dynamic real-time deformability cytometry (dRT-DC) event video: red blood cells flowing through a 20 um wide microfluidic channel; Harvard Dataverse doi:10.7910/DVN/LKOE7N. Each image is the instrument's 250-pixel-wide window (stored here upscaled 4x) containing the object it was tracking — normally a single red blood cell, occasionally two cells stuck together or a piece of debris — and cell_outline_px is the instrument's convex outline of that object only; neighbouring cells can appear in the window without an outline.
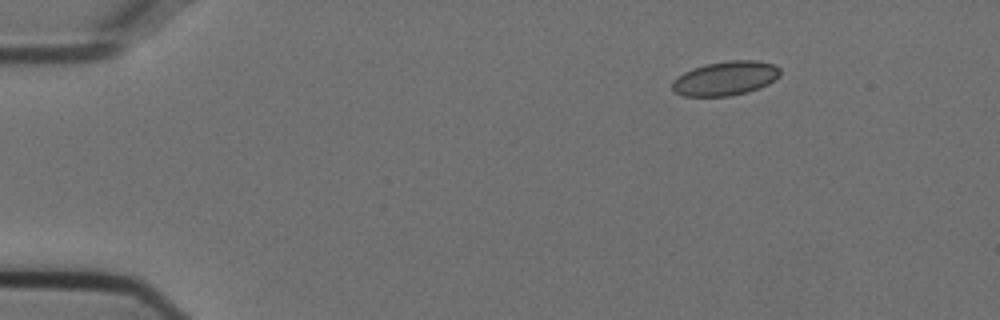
{"species": "Egyptian fruit bat (a non-hibernating species)", "species_latin": "Rousettus aegyptiacus", "temperature_condition": "cold", "stored_images_in_passage": 48, "camera_frame_rate_fps": 3000, "um_per_image_px": 0.085, "animal": {"sex": "female"}, "frame": {"image": 1, "passage_image": 1, "time_ms": 0.0, "image_size_px": [1000, 320], "cell_outline_px": [[780, 76], [768, 84], [760, 88], [748, 92], [728, 96], [684, 96], [676, 92], [672, 88], [672, 80], [676, 76], [692, 68], [708, 64], [732, 60], [756, 60], [772, 64], [780, 68]], "centroid_in_image_um": [61.66, 6.66], "position_along_channel_um": 23.3, "area_um2": 21.5}}
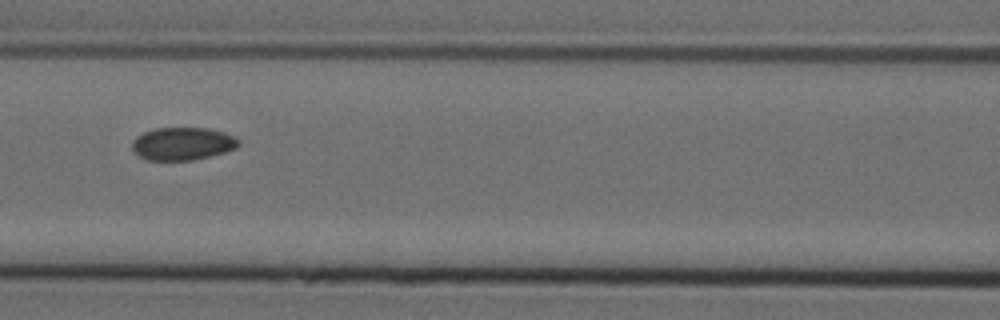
{"frame": {"image": 2, "passage_image": 18, "time_ms": 5.667, "image_size_px": [1000, 320], "cell_outline_px": [[240, 144], [236, 148], [224, 152], [192, 160], [148, 160], [140, 156], [132, 148], [132, 140], [136, 136], [144, 132], [156, 128], [208, 128], [224, 132], [240, 140]], "centroid_in_image_um": [15.52, 12.21], "position_along_channel_um": 151.1, "area_um2": 20.23}}
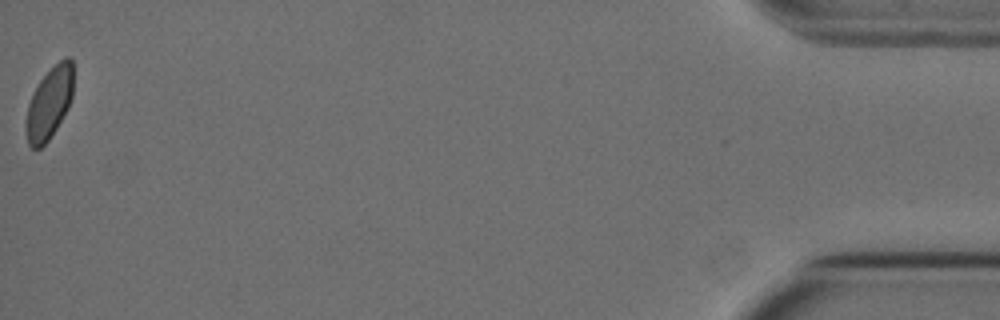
{"frame": {"image": 3, "passage_image": 48, "time_ms": 15.667, "image_size_px": [1000, 320], "cell_outline_px": [[72, 96], [68, 108], [56, 128], [48, 140], [40, 148], [32, 148], [28, 144], [24, 128], [24, 124], [28, 104], [40, 80], [60, 60], [68, 56], [72, 60]], "centroid_in_image_um": [4.16, 8.8], "position_along_channel_um": 431.0, "area_um2": 19.54}}